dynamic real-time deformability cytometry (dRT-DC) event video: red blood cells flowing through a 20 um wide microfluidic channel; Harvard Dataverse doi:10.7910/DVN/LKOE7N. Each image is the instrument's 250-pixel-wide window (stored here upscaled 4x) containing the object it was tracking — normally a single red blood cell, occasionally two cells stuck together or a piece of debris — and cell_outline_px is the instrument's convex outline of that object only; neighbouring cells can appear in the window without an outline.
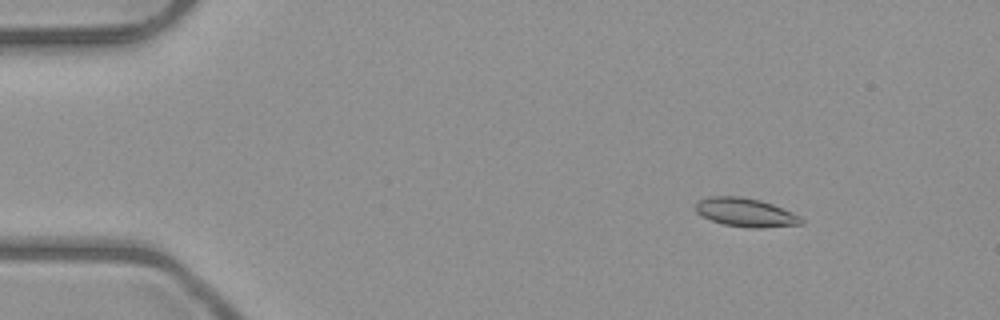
{"species": "common noctule bat (a hibernating species)", "species_latin": "Nyctalus noctula", "temperature_condition": "room temperature", "stored_images_in_passage": 9, "camera_frame_rate_fps": 3000, "um_per_image_px": 0.085, "animal": {"sex": "male", "body_mass_g": 23.1, "forearm_length_mm": 52.7}, "frame": {"image": 1, "passage_image": 3, "time_ms": 2.333, "image_size_px": [1000, 320], "cell_outline_px": [[804, 224], [760, 228], [748, 228], [724, 224], [712, 220], [696, 212], [696, 204], [700, 200], [708, 196], [740, 196], [760, 200], [772, 204], [792, 212], [800, 216], [804, 220]], "centroid_in_image_um": [63.41, 18.06], "position_along_channel_um": 21.6, "area_um2": 17.57}}
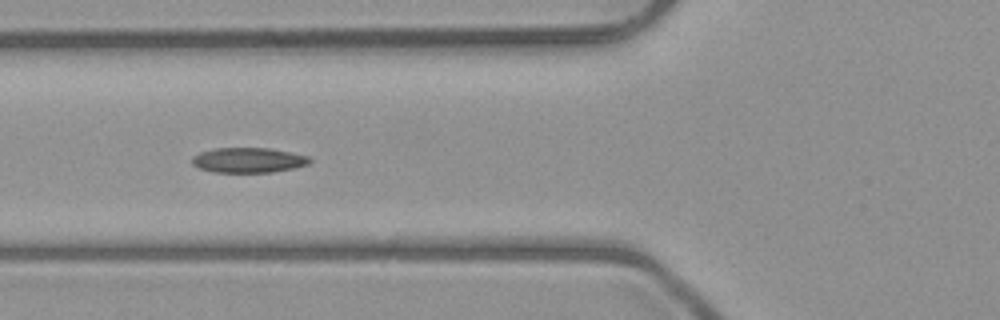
{"frame": {"image": 2, "passage_image": 7, "time_ms": 6.667, "image_size_px": [1000, 320], "cell_outline_px": [[312, 160], [308, 164], [296, 168], [272, 172], [212, 172], [200, 168], [192, 164], [192, 156], [200, 152], [216, 148], [268, 148], [308, 156]], "centroid_in_image_um": [21.1, 13.62], "position_along_channel_um": 104.7, "area_um2": 17.11}}
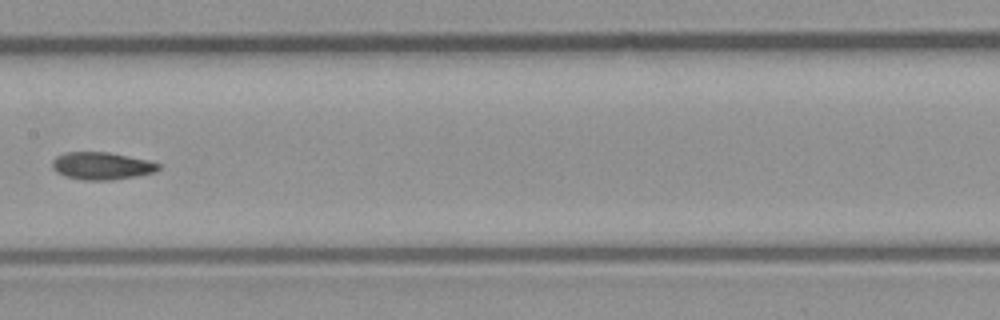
{"frame": {"image": 3, "passage_image": 9, "time_ms": 9.0, "image_size_px": [1000, 320], "cell_outline_px": [[160, 168], [152, 172], [112, 180], [84, 180], [68, 176], [56, 172], [52, 168], [52, 160], [56, 156], [64, 152], [108, 152], [148, 160], [160, 164]], "centroid_in_image_um": [8.6, 14.08], "position_along_channel_um": 198.8, "area_um2": 16.76}}